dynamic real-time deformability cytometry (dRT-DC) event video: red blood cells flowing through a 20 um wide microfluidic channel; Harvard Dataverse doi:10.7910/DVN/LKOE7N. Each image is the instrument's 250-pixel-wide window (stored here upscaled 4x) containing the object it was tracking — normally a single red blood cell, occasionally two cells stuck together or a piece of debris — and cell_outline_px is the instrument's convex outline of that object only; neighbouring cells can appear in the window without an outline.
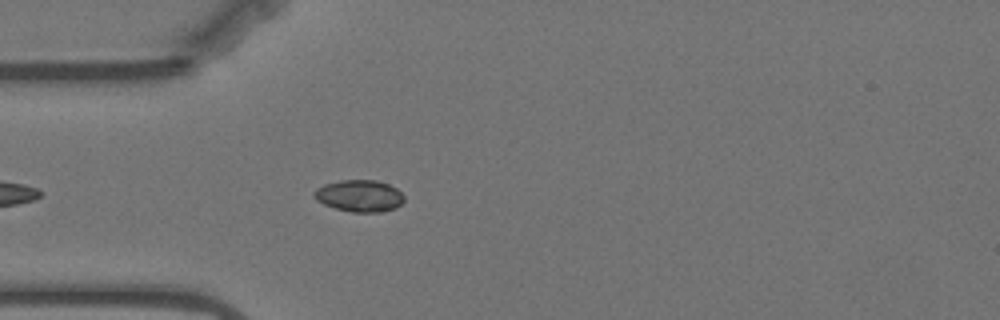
{"species": "Egyptian fruit bat (a non-hibernating species)", "species_latin": "Rousettus aegyptiacus", "temperature_condition": "warm", "stored_images_in_passage": 10, "camera_frame_rate_fps": 3000, "um_per_image_px": 0.085, "animal": {"sex": "female"}, "frame": {"image": 1, "passage_image": 6, "time_ms": 1.667, "image_size_px": [1000, 320], "cell_outline_px": [[404, 200], [396, 208], [380, 212], [352, 212], [336, 208], [324, 204], [316, 200], [312, 196], [312, 192], [316, 188], [324, 184], [340, 180], [376, 180], [388, 184], [396, 188], [404, 196]], "centroid_in_image_um": [30.52, 16.64], "position_along_channel_um": 54.5, "area_um2": 16.76}}